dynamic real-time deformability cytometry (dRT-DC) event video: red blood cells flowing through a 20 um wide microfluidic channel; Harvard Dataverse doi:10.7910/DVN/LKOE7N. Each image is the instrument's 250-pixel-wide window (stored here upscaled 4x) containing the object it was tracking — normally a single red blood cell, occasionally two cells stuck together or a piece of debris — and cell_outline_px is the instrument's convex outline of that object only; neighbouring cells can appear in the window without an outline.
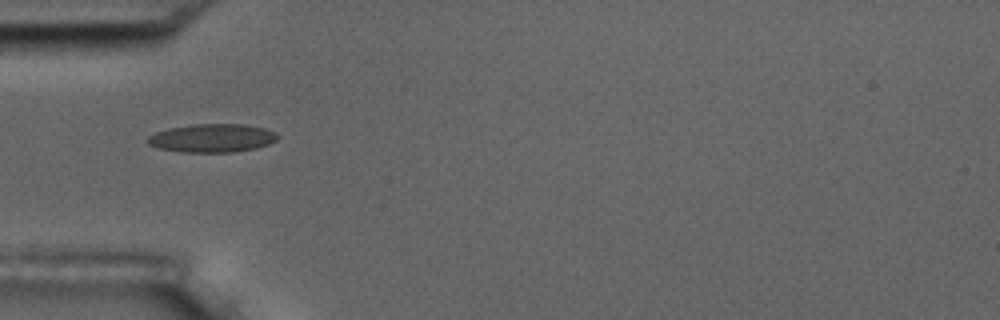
{"species": "common noctule bat (a hibernating species)", "species_latin": "Nyctalus noctula", "temperature_condition": "room temperature", "stored_images_in_passage": 3, "camera_frame_rate_fps": 3000, "um_per_image_px": 0.085, "animal": {"sex": "male", "body_mass_g": 17.5, "forearm_length_mm": 52.3}, "frame": {"image": 1, "passage_image": 1, "time_ms": 0.0, "image_size_px": [1000, 320], "cell_outline_px": [[280, 136], [276, 140], [268, 144], [256, 148], [232, 152], [180, 152], [160, 148], [148, 144], [144, 140], [148, 136], [156, 132], [168, 128], [192, 124], [244, 124], [264, 128], [276, 132]], "centroid_in_image_um": [18.02, 11.73], "position_along_channel_um": 67.0, "area_um2": 21.62}}